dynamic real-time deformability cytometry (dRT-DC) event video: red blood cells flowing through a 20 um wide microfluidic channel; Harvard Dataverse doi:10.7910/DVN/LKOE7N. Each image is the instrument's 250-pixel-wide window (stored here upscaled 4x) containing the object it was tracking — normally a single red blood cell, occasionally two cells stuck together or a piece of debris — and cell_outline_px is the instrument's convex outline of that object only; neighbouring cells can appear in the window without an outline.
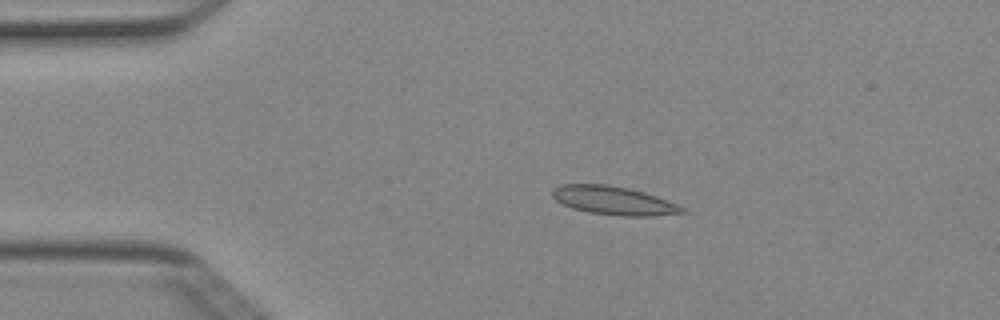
{"species": "Egyptian fruit bat (a non-hibernating species)", "species_latin": "Rousettus aegyptiacus", "temperature_condition": "cold", "stored_images_in_passage": 2, "camera_frame_rate_fps": 3000, "um_per_image_px": 0.085, "animal": {"sex": "female"}, "frame": {"image": 1, "passage_image": 1, "time_ms": 0.0, "image_size_px": [1000, 320], "cell_outline_px": [[688, 212], [652, 216], [624, 216], [588, 212], [572, 208], [556, 200], [552, 196], [552, 192], [560, 184], [608, 184], [628, 188], [644, 192], [656, 196], [676, 204], [684, 208]], "centroid_in_image_um": [52.16, 17.04], "position_along_channel_um": 32.8, "area_um2": 21.39}}